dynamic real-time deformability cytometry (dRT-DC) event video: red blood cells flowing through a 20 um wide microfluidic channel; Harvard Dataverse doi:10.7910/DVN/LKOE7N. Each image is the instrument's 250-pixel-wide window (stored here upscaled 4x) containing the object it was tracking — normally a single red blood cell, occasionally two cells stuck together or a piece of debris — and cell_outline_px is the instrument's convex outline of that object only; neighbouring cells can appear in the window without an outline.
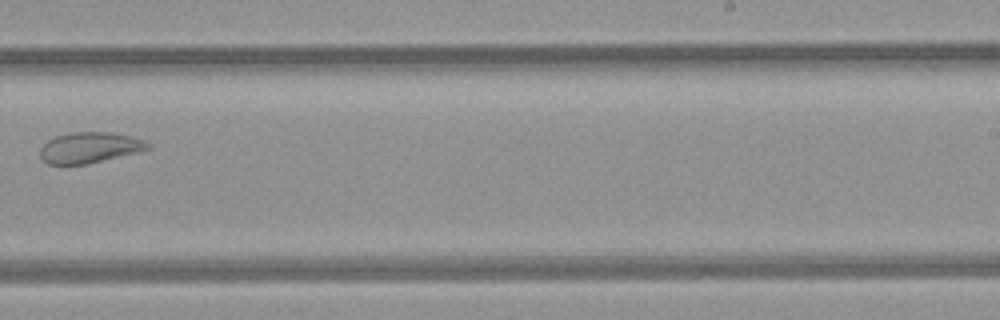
{"species": "common noctule bat (a hibernating species)", "species_latin": "Nyctalus noctula", "temperature_condition": "room temperature", "stored_images_in_passage": 10, "camera_frame_rate_fps": 3000, "um_per_image_px": 0.085, "animal": {"sex": "female", "body_mass_g": 21.9}, "frame": {"image": 1, "passage_image": 9, "time_ms": 10.0, "image_size_px": [1000, 320], "cell_outline_px": [[152, 148], [140, 152], [84, 164], [48, 164], [40, 156], [40, 148], [48, 140], [56, 136], [72, 132], [112, 132], [144, 140], [152, 144]], "centroid_in_image_um": [7.65, 12.54], "position_along_channel_um": 281.3, "area_um2": 19.25}}